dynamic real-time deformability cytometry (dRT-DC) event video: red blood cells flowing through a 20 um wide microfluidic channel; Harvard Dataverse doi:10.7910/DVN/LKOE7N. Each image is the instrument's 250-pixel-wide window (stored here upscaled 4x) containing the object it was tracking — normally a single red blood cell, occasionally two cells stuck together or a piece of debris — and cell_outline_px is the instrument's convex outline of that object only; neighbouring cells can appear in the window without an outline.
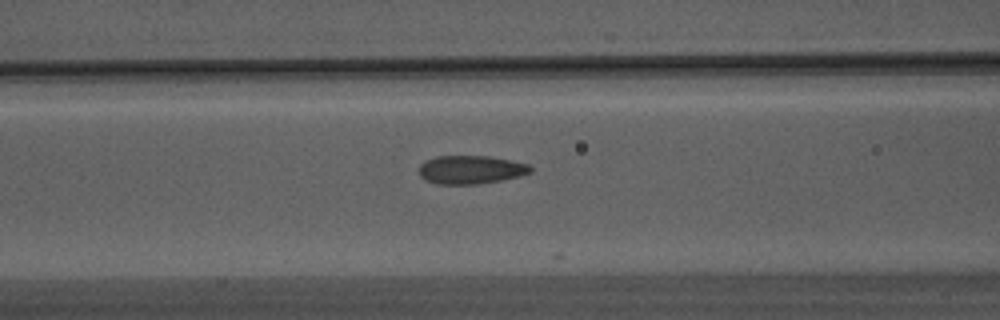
{"species": "Egyptian fruit bat (a non-hibernating species)", "species_latin": "Rousettus aegyptiacus", "temperature_condition": "warm", "stored_images_in_passage": 27, "camera_frame_rate_fps": 3000, "um_per_image_px": 0.085, "animal": {"sex": "male"}, "frame": {"image": 1, "passage_image": 6, "time_ms": 1.667, "image_size_px": [1000, 320], "cell_outline_px": [[532, 172], [520, 176], [480, 184], [436, 184], [420, 176], [420, 164], [424, 160], [436, 156], [488, 156], [528, 164], [532, 168]], "centroid_in_image_um": [40.01, 14.42], "position_along_channel_um": 126.6, "area_um2": 18.38}}
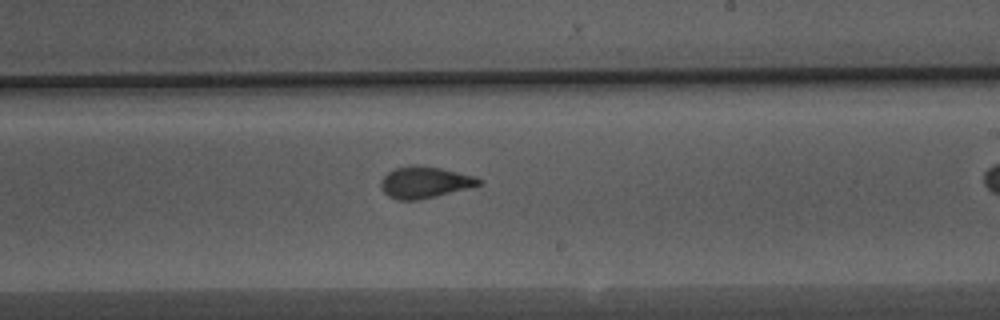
{"frame": {"image": 2, "passage_image": 16, "time_ms": 5.0, "image_size_px": [1000, 320], "cell_outline_px": [[484, 184], [436, 196], [416, 200], [396, 200], [388, 196], [384, 192], [380, 184], [380, 180], [388, 172], [396, 168], [408, 164], [412, 164], [440, 168], [472, 176], [484, 180]], "centroid_in_image_um": [36.08, 15.49], "position_along_channel_um": 252.9, "area_um2": 17.98}}
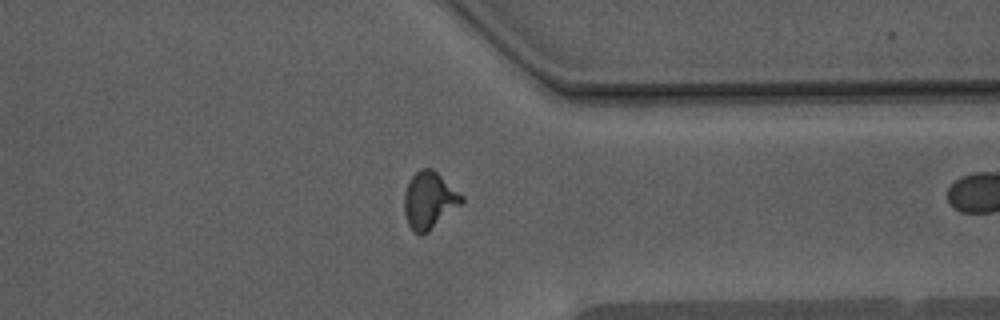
{"frame": {"image": 3, "passage_image": 26, "time_ms": 8.333, "image_size_px": [1000, 320], "cell_outline_px": [[464, 200], [460, 204], [424, 236], [420, 236], [408, 224], [404, 212], [404, 192], [408, 180], [420, 168], [432, 168], [464, 196]], "centroid_in_image_um": [36.46, 17.02], "position_along_channel_um": 374.9, "area_um2": 19.02}}